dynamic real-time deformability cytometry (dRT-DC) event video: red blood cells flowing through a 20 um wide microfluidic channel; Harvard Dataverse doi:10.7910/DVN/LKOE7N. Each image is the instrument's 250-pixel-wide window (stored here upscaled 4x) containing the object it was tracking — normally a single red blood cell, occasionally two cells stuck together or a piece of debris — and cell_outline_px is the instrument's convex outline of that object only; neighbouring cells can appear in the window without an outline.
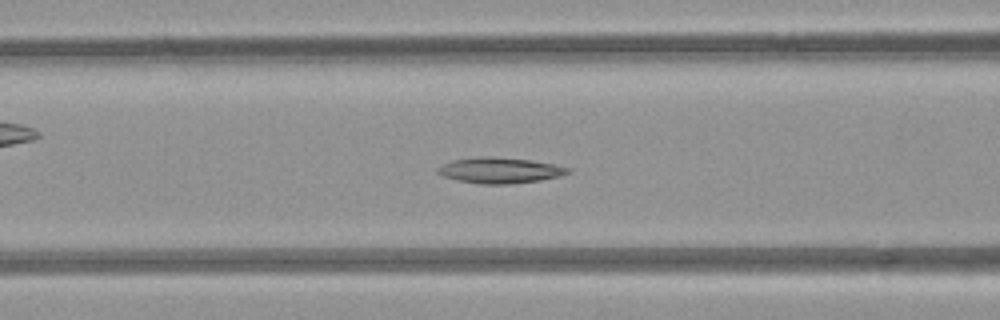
{"species": "common noctule bat (a hibernating species)", "species_latin": "Nyctalus noctula", "temperature_condition": "room temperature", "stored_images_in_passage": 7, "camera_frame_rate_fps": 3000, "um_per_image_px": 0.085, "animal": {"sex": "female", "body_mass_g": 21.9}, "frame": {"image": 1, "passage_image": 7, "time_ms": 7.0, "image_size_px": [1000, 320], "cell_outline_px": [[572, 172], [560, 176], [540, 180], [512, 184], [480, 184], [456, 180], [444, 176], [436, 172], [436, 168], [452, 160], [480, 156], [492, 156], [532, 160], [572, 168]], "centroid_in_image_um": [42.5, 14.48], "position_along_channel_um": 124.1, "area_um2": 19.71}}